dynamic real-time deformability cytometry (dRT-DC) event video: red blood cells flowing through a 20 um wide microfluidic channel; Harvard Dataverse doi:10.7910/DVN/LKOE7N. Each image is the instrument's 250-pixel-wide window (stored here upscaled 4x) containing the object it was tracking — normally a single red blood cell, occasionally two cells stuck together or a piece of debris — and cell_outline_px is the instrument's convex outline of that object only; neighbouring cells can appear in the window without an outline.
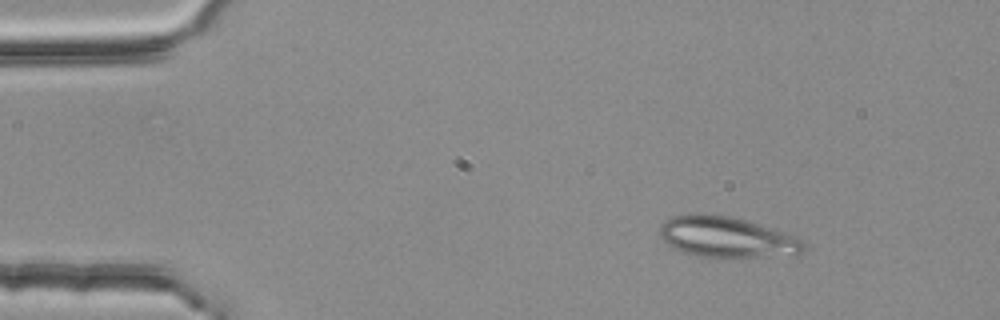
{"species": "common noctule bat (a hibernating species)", "species_latin": "Nyctalus noctula", "temperature_condition": "room temperature", "stored_images_in_passage": 4, "camera_frame_rate_fps": 3000, "um_per_image_px": 0.085, "animal": {"sex": "female", "body_mass_g": 25.1}, "frame": {"image": 1, "passage_image": 2, "time_ms": 0.333, "image_size_px": [1000, 320], "cell_outline_px": [[804, 248], [796, 256], [696, 256], [684, 252], [668, 244], [660, 236], [660, 228], [672, 216], [684, 212], [696, 212], [732, 216], [748, 220], [760, 224], [800, 240], [804, 244]], "centroid_in_image_um": [61.72, 20.12], "position_along_channel_um": 23.3, "area_um2": 33.76}}